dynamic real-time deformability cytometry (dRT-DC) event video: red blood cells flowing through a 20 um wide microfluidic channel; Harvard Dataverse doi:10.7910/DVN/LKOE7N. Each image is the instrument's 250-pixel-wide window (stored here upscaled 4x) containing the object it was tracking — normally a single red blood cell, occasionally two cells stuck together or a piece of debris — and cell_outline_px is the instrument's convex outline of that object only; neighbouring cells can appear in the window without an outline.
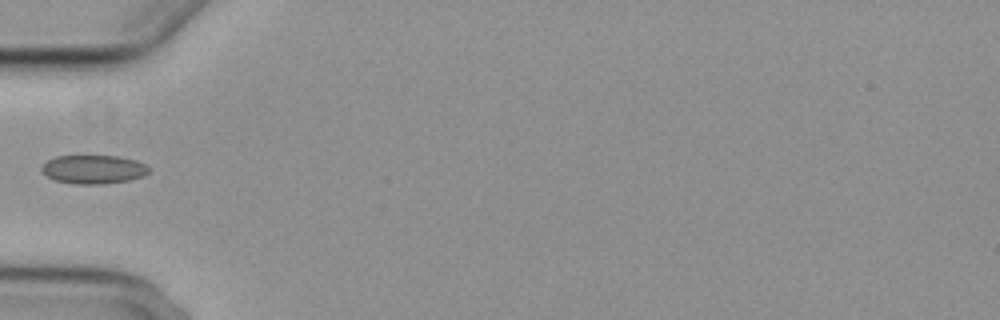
{"species": "common noctule bat (a hibernating species)", "species_latin": "Nyctalus noctula", "temperature_condition": "cold", "stored_images_in_passage": 5, "camera_frame_rate_fps": 3000, "um_per_image_px": 0.085, "animal": {"sex": "female", "body_mass_g": 29.2, "forearm_length_mm": 56.3}, "frame": {"image": 1, "passage_image": 5, "time_ms": 4.667, "image_size_px": [1000, 320], "cell_outline_px": [[148, 172], [144, 176], [128, 180], [104, 184], [72, 184], [56, 180], [48, 176], [40, 168], [48, 160], [56, 156], [116, 156], [136, 160], [144, 164], [148, 168]], "centroid_in_image_um": [7.94, 14.4], "position_along_channel_um": 77.1, "area_um2": 17.74}}